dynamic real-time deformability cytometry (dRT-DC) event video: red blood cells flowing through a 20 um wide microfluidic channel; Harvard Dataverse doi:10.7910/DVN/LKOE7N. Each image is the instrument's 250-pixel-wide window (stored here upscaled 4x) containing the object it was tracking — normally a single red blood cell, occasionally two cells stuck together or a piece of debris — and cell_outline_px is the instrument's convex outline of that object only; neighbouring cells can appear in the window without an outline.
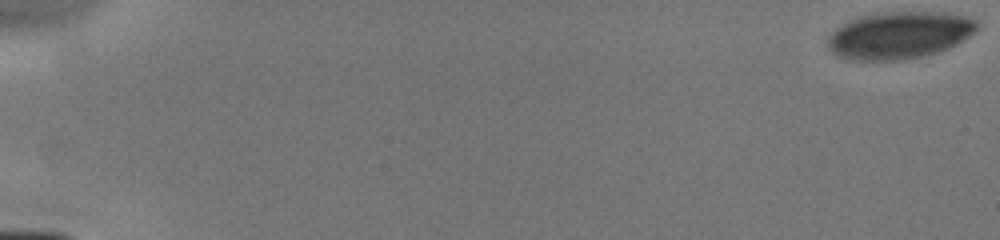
{"species": "human", "species_latin": "Homo sapiens", "temperature_condition": "cold", "stored_images_in_passage": 7, "camera_frame_rate_fps": 3000, "um_per_image_px": 0.085, "donor": {"sex": "male"}, "frame": {"image": 1, "passage_image": 1, "time_ms": 0.0, "image_size_px": [1000, 240], "cell_outline_px": [[976, 28], [968, 36], [956, 44], [948, 48], [936, 52], [908, 60], [852, 60], [836, 56], [832, 52], [828, 44], [828, 40], [832, 32], [836, 28], [860, 16], [884, 12], [940, 12], [964, 16], [976, 20]], "centroid_in_image_um": [76.41, 3.0], "position_along_channel_um": 8.6, "area_um2": 40.58}}
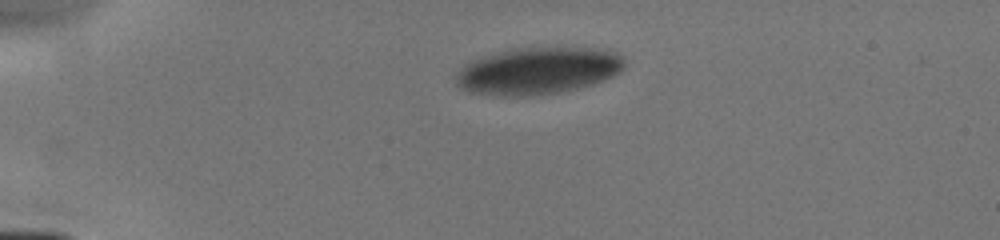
{"frame": {"image": 2, "passage_image": 5, "time_ms": 4.0, "image_size_px": [1000, 240], "cell_outline_px": [[624, 68], [620, 72], [604, 80], [592, 84], [576, 88], [556, 92], [524, 96], [496, 96], [468, 92], [460, 88], [456, 84], [456, 76], [464, 64], [472, 60], [484, 56], [516, 48], [608, 48], [624, 56]], "centroid_in_image_um": [45.75, 6.01], "position_along_channel_um": 39.3, "area_um2": 46.12}}